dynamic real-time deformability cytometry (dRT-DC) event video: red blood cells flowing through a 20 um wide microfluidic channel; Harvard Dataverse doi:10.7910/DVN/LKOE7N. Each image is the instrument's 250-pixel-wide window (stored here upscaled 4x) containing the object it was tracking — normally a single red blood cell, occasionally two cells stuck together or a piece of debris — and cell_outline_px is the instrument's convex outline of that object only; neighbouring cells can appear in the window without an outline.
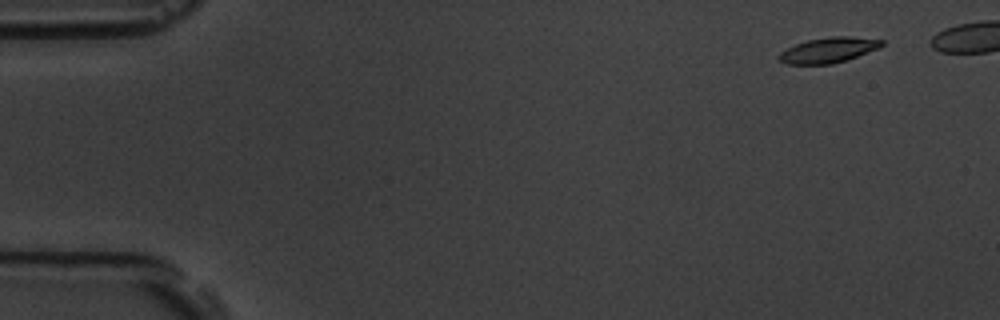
{"species": "common noctule bat (a hibernating species)", "species_latin": "Nyctalus noctula", "temperature_condition": "room temperature", "stored_images_in_passage": 7, "camera_frame_rate_fps": 3000, "um_per_image_px": 0.085, "animal": {"sex": "male", "body_mass_g": 19.5, "forearm_length_mm": 54.6}, "frame": {"image": 1, "passage_image": 2, "time_ms": 1.333, "image_size_px": [1000, 320], "cell_outline_px": [[884, 44], [880, 48], [832, 64], [784, 64], [776, 56], [780, 52], [796, 44], [808, 40], [832, 36], [852, 36], [884, 40]], "centroid_in_image_um": [70.42, 4.25], "position_along_channel_um": 14.6, "area_um2": 15.09}}
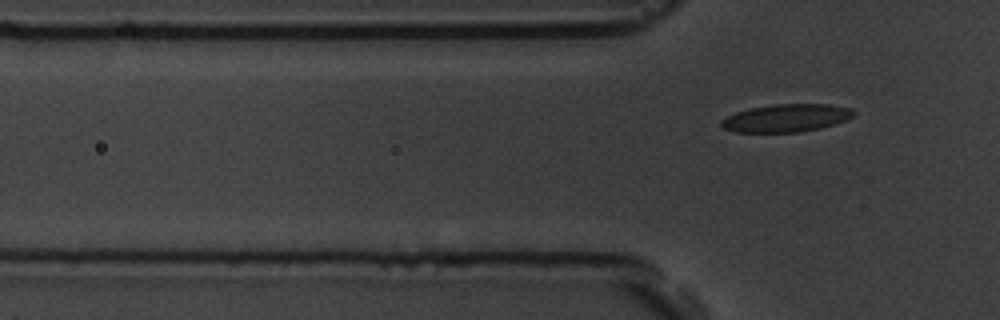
{"frame": {"image": 2, "passage_image": 7, "time_ms": 8.0, "image_size_px": [1000, 320], "cell_outline_px": [[856, 112], [852, 116], [844, 120], [820, 128], [800, 132], [736, 132], [724, 128], [720, 124], [720, 120], [736, 112], [748, 108], [772, 104], [828, 104], [852, 108]], "centroid_in_image_um": [66.81, 10.02], "position_along_channel_um": 59.0, "area_um2": 21.39}}